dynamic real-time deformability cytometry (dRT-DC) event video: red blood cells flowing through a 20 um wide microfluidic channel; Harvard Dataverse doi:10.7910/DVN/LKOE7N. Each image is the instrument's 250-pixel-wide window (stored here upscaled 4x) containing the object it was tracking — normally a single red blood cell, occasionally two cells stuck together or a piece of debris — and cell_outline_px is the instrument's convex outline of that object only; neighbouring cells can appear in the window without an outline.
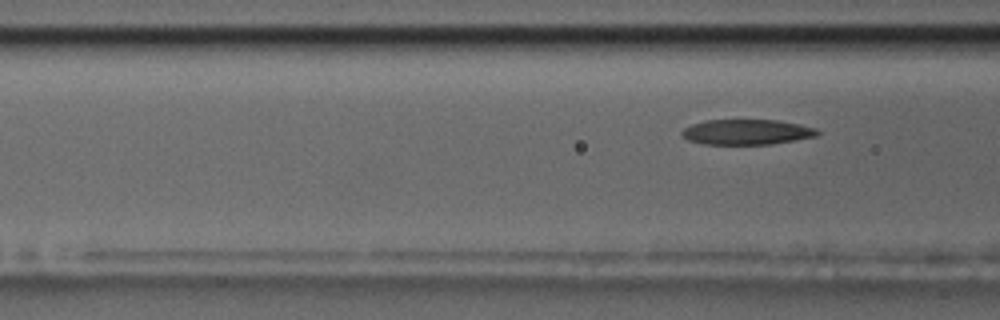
{"species": "common noctule bat (a hibernating species)", "species_latin": "Nyctalus noctula", "temperature_condition": "room temperature", "stored_images_in_passage": 9, "camera_frame_rate_fps": 3000, "um_per_image_px": 0.085, "animal": {"sex": "male", "body_mass_g": 17.5, "forearm_length_mm": 52.3}, "frame": {"image": 1, "passage_image": 8, "time_ms": 9.0, "image_size_px": [1000, 320], "cell_outline_px": [[820, 132], [816, 136], [796, 140], [772, 144], [704, 144], [688, 140], [680, 132], [684, 128], [692, 124], [704, 120], [776, 120], [800, 124], [816, 128]], "centroid_in_image_um": [63.48, 11.22], "position_along_channel_um": 103.1, "area_um2": 19.94}}